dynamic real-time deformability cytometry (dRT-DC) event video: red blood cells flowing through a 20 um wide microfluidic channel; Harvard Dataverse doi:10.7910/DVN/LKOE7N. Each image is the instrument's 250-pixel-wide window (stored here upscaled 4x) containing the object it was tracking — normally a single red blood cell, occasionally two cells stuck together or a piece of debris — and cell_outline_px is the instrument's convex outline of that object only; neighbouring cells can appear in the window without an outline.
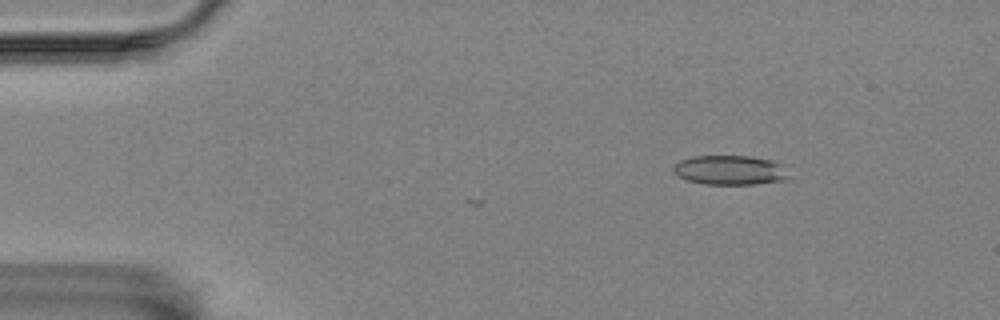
{"species": "Egyptian fruit bat (a non-hibernating species)", "species_latin": "Rousettus aegyptiacus", "temperature_condition": "room temperature", "stored_images_in_passage": 4, "camera_frame_rate_fps": 3000, "um_per_image_px": 0.085, "animal": {"sex": "female"}, "frame": {"image": 1, "passage_image": 1, "time_ms": 0.0, "image_size_px": [1000, 320], "cell_outline_px": [[792, 176], [784, 180], [756, 184], [704, 184], [688, 180], [680, 176], [672, 168], [680, 160], [692, 156], [748, 156], [772, 160], [780, 164]], "centroid_in_image_um": [62.09, 14.46], "position_along_channel_um": 22.9, "area_um2": 19.71}}